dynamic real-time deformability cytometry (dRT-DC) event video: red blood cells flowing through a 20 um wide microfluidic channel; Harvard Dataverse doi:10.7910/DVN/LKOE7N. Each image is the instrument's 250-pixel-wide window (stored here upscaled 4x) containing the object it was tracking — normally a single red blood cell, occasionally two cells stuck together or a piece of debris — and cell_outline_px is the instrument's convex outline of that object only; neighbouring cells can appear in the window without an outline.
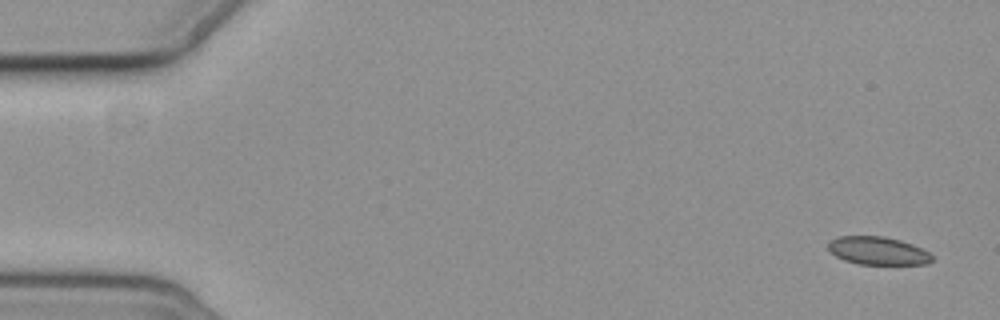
{"species": "common noctule bat (a hibernating species)", "species_latin": "Nyctalus noctula", "temperature_condition": "cold", "stored_images_in_passage": 10, "camera_frame_rate_fps": 3000, "um_per_image_px": 0.085, "animal": {"sex": "female", "body_mass_g": 19.3, "forearm_length_mm": 54.1}, "frame": {"image": 1, "passage_image": 1, "time_ms": 0.0, "image_size_px": [1000, 320], "cell_outline_px": [[936, 260], [928, 264], [856, 264], [844, 260], [836, 256], [828, 248], [828, 244], [832, 240], [840, 236], [884, 236], [900, 240], [912, 244], [928, 252]], "centroid_in_image_um": [74.65, 21.32], "position_along_channel_um": 10.3, "area_um2": 16.94}}
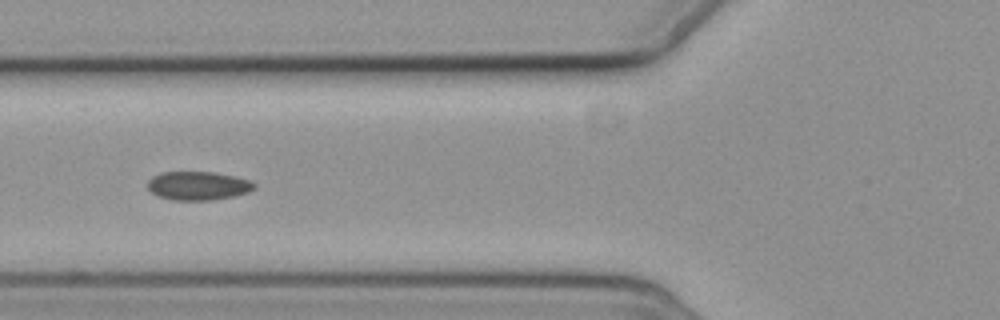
{"frame": {"image": 2, "passage_image": 6, "time_ms": 6.667, "image_size_px": [1000, 320], "cell_outline_px": [[256, 188], [248, 192], [232, 196], [212, 200], [172, 200], [160, 196], [152, 192], [148, 188], [148, 180], [152, 176], [160, 172], [212, 172], [236, 176], [252, 180], [256, 184]], "centroid_in_image_um": [16.86, 15.78], "position_along_channel_um": 108.9, "area_um2": 17.86}}
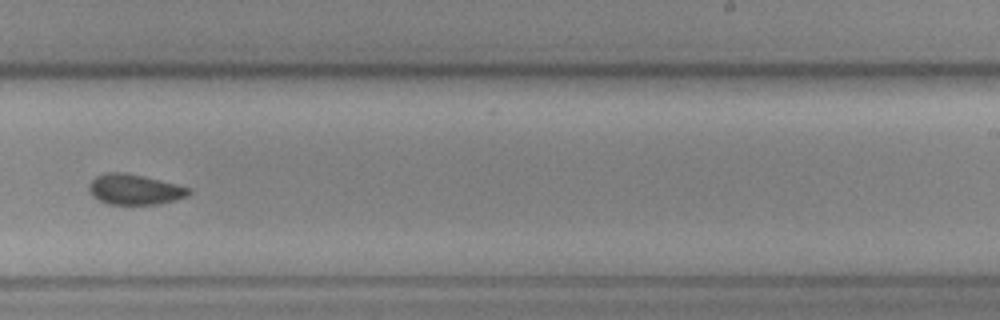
{"frame": {"image": 3, "passage_image": 10, "time_ms": 11.333, "image_size_px": [1000, 320], "cell_outline_px": [[192, 192], [188, 196], [160, 204], [108, 204], [92, 196], [88, 188], [88, 184], [96, 176], [108, 172], [120, 172], [144, 176], [176, 184], [188, 188]], "centroid_in_image_um": [11.43, 16.1], "position_along_channel_um": 277.6, "area_um2": 17.57}}